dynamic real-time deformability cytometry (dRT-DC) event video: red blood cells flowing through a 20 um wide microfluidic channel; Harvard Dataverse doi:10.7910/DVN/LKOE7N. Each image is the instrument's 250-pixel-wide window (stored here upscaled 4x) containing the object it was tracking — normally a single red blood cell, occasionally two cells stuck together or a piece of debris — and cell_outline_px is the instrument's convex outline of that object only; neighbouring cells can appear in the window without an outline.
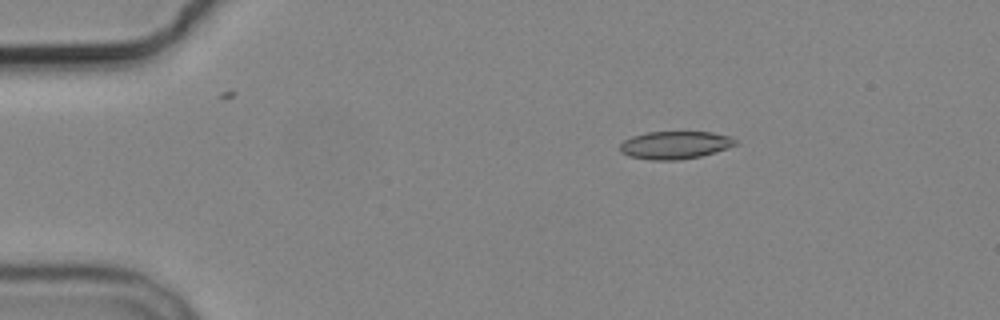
{"species": "common noctule bat (a hibernating species)", "species_latin": "Nyctalus noctula", "temperature_condition": "cold", "stored_images_in_passage": 3, "camera_frame_rate_fps": 3000, "um_per_image_px": 0.085, "animal": {"sex": "male", "body_mass_g": 19.2, "forearm_length_mm": 51.8}, "frame": {"image": 1, "passage_image": 1, "time_ms": 0.0, "image_size_px": [1000, 320], "cell_outline_px": [[736, 144], [728, 148], [716, 152], [700, 156], [680, 160], [652, 160], [628, 156], [620, 152], [620, 144], [624, 140], [632, 136], [648, 132], [712, 132], [732, 136], [736, 140]], "centroid_in_image_um": [57.38, 12.33], "position_along_channel_um": 27.6, "area_um2": 18.79}}
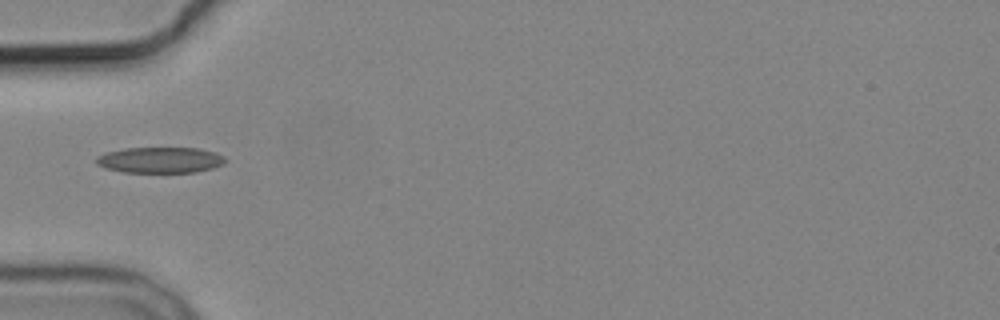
{"frame": {"image": 2, "passage_image": 3, "time_ms": 3.0, "image_size_px": [1000, 320], "cell_outline_px": [[228, 160], [224, 164], [212, 168], [196, 172], [124, 172], [104, 168], [96, 164], [96, 156], [104, 152], [124, 148], [200, 148], [216, 152], [224, 156]], "centroid_in_image_um": [13.62, 13.59], "position_along_channel_um": 71.4, "area_um2": 19.71}}